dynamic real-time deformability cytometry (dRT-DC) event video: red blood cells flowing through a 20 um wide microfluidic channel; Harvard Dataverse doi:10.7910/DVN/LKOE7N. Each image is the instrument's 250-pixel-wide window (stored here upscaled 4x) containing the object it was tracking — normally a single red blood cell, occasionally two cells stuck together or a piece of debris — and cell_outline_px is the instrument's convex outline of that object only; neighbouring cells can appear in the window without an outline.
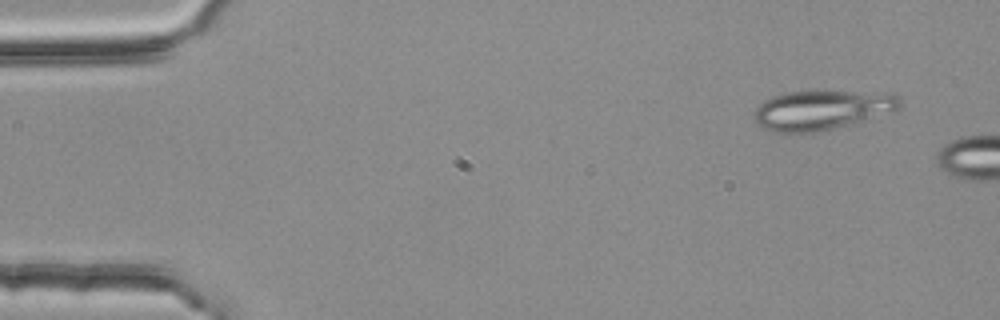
{"species": "common noctule bat (a hibernating species)", "species_latin": "Nyctalus noctula", "temperature_condition": "room temperature", "stored_images_in_passage": 3, "camera_frame_rate_fps": 3000, "um_per_image_px": 0.085, "animal": {"sex": "female", "body_mass_g": 25.1}, "frame": {"image": 1, "passage_image": 1, "time_ms": 0.0, "image_size_px": [1000, 320], "cell_outline_px": [[900, 108], [892, 112], [856, 124], [796, 136], [772, 132], [756, 124], [756, 108], [764, 100], [772, 96], [788, 92], [820, 88], [896, 96], [900, 100]], "centroid_in_image_um": [69.79, 9.37], "position_along_channel_um": 15.2, "area_um2": 34.74}}